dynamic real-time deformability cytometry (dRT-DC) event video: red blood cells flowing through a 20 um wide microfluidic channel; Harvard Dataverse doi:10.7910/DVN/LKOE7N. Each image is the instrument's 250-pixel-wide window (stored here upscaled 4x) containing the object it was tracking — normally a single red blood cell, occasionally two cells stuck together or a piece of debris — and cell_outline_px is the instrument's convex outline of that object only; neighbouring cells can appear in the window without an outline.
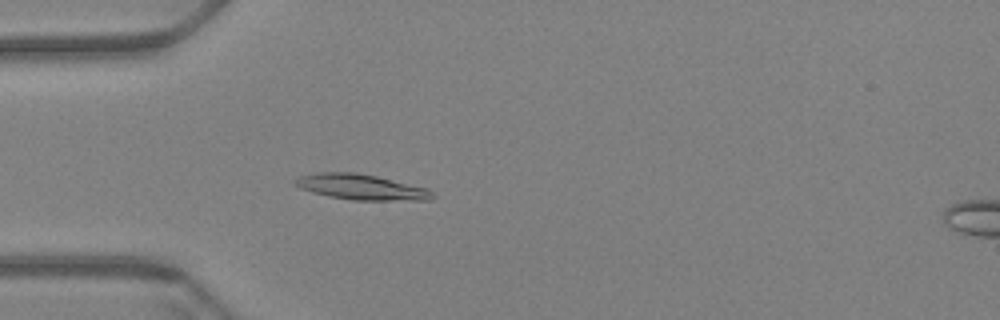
{"species": "Egyptian fruit bat (a non-hibernating species)", "species_latin": "Rousettus aegyptiacus", "temperature_condition": "warm", "stored_images_in_passage": 61, "camera_frame_rate_fps": 3000, "um_per_image_px": 0.085, "animal": {"sex": "female"}, "frame": {"image": 1, "passage_image": 19, "time_ms": 6.0, "image_size_px": [1000, 320], "cell_outline_px": [[436, 196], [432, 200], [352, 200], [328, 196], [312, 192], [300, 188], [292, 184], [292, 180], [300, 176], [316, 172], [356, 172], [376, 176], [428, 188]], "centroid_in_image_um": [30.68, 15.89], "position_along_channel_um": 54.3, "area_um2": 20.58}}
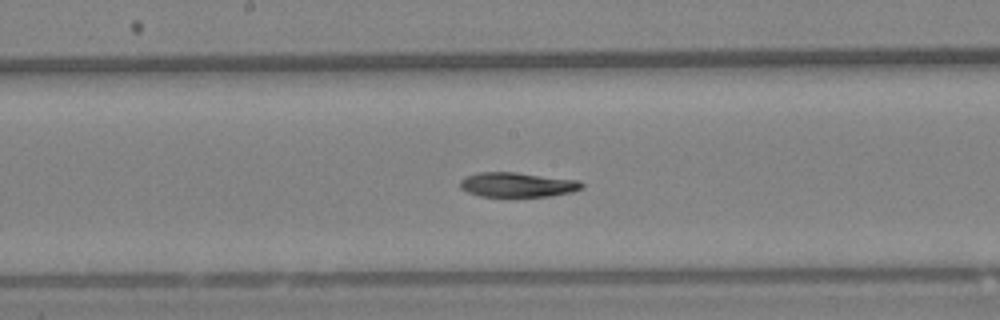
{"frame": {"image": 2, "passage_image": 33, "time_ms": 10.667, "image_size_px": [1000, 320], "cell_outline_px": [[584, 188], [572, 192], [552, 196], [480, 196], [468, 192], [460, 188], [460, 180], [464, 176], [476, 172], [516, 172], [580, 180], [584, 184]], "centroid_in_image_um": [43.99, 15.69], "position_along_channel_um": 204.2, "area_um2": 17.69}}
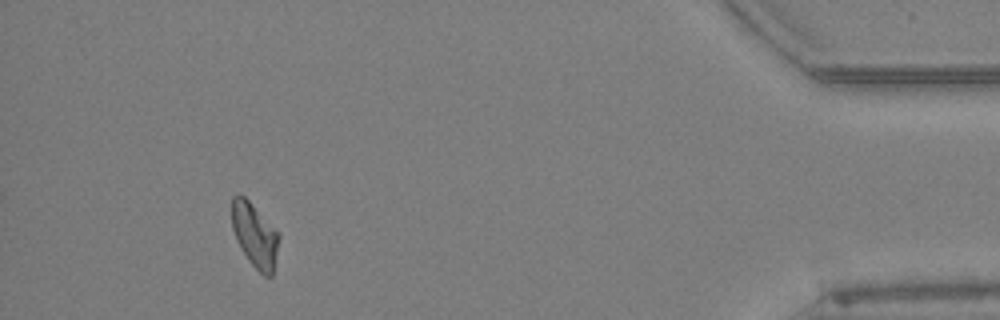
{"frame": {"image": 3, "passage_image": 57, "time_ms": 18.667, "image_size_px": [1000, 320], "cell_outline_px": [[280, 240], [272, 276], [264, 276], [248, 260], [236, 240], [232, 228], [232, 196], [244, 196], [248, 200], [280, 236]], "centroid_in_image_um": [21.65, 20.03], "position_along_channel_um": 413.5, "area_um2": 17.17}}